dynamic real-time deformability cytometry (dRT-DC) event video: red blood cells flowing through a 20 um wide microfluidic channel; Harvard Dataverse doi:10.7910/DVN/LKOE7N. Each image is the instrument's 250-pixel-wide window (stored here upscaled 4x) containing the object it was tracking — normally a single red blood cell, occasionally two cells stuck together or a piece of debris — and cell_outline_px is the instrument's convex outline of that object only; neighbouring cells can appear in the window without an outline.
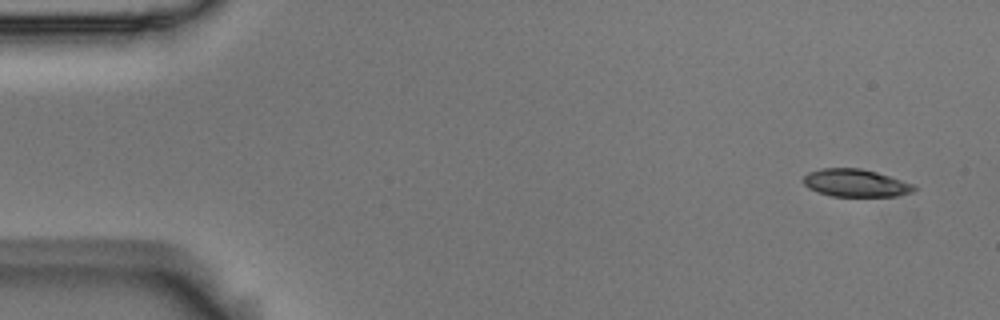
{"species": "Egyptian fruit bat (a non-hibernating species)", "species_latin": "Rousettus aegyptiacus", "temperature_condition": "room temperature", "stored_images_in_passage": 8, "camera_frame_rate_fps": 3000, "um_per_image_px": 0.085, "animal": {"sex": "male"}, "frame": {"image": 1, "passage_image": 1, "time_ms": 0.0, "image_size_px": [1000, 320], "cell_outline_px": [[916, 188], [912, 192], [896, 196], [832, 196], [816, 192], [808, 188], [800, 180], [808, 172], [820, 168], [860, 168], [876, 172], [916, 184]], "centroid_in_image_um": [72.7, 15.55], "position_along_channel_um": 12.3, "area_um2": 18.03}}
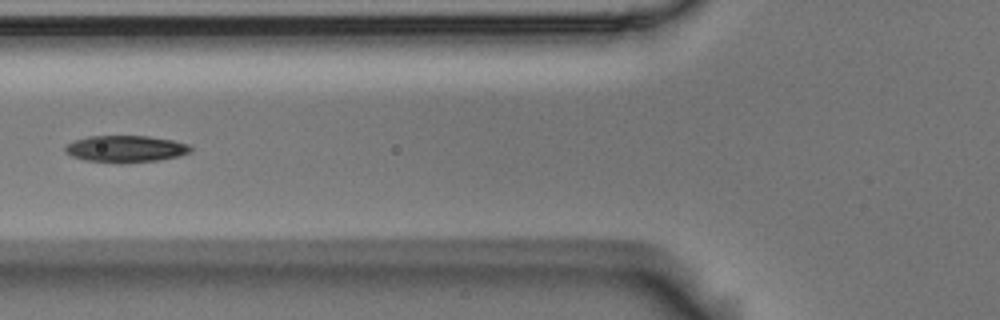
{"frame": {"image": 2, "passage_image": 6, "time_ms": 1.667, "image_size_px": [1000, 320], "cell_outline_px": [[192, 148], [188, 152], [180, 156], [156, 160], [120, 164], [84, 160], [72, 156], [64, 152], [64, 148], [68, 144], [76, 140], [88, 136], [148, 136], [172, 140], [188, 144]], "centroid_in_image_um": [10.65, 12.66], "position_along_channel_um": 115.1, "area_um2": 19.59}}
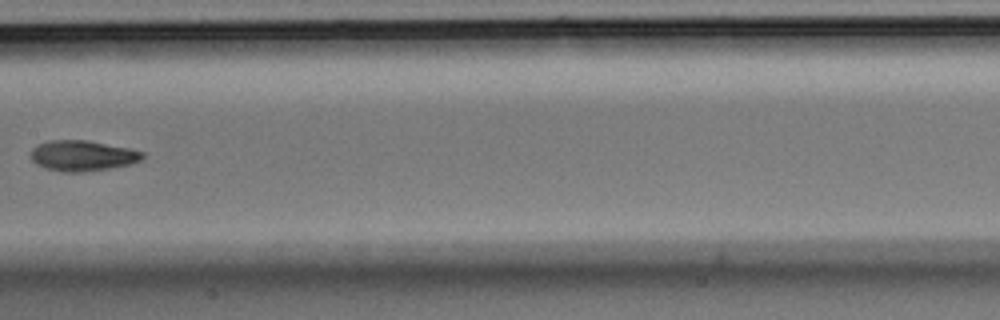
{"frame": {"image": 3, "passage_image": 8, "time_ms": 2.333, "image_size_px": [1000, 320], "cell_outline_px": [[144, 156], [140, 160], [132, 164], [108, 168], [80, 172], [64, 172], [44, 168], [36, 164], [28, 156], [32, 148], [48, 140], [88, 140], [128, 148], [144, 152]], "centroid_in_image_um": [6.97, 13.23], "position_along_channel_um": 200.4, "area_um2": 19.94}}